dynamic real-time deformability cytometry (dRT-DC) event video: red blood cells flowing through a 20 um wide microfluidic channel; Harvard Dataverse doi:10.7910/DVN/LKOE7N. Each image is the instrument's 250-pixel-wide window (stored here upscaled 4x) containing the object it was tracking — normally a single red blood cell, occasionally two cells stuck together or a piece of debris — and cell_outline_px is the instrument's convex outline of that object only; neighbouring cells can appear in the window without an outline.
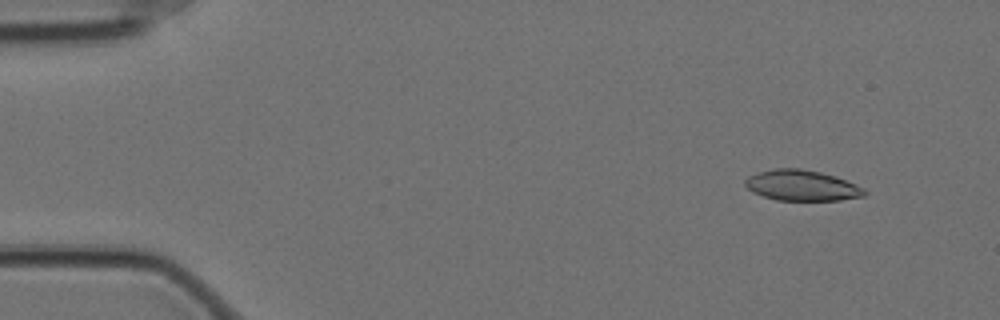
{"species": "Egyptian fruit bat (a non-hibernating species)", "species_latin": "Rousettus aegyptiacus", "temperature_condition": "cold", "stored_images_in_passage": 59, "camera_frame_rate_fps": 3000, "um_per_image_px": 0.085, "animal": {"sex": "female"}, "frame": {"image": 1, "passage_image": 6, "time_ms": 1.667, "image_size_px": [1000, 320], "cell_outline_px": [[868, 192], [864, 196], [840, 200], [776, 200], [752, 192], [744, 184], [744, 180], [748, 176], [772, 168], [800, 168], [820, 172], [836, 176], [856, 184], [864, 188]], "centroid_in_image_um": [68.16, 15.76], "position_along_channel_um": 16.8, "area_um2": 21.39}}
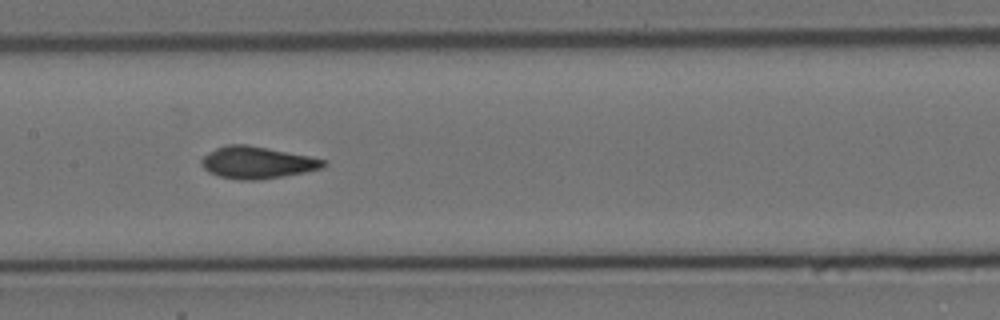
{"frame": {"image": 2, "passage_image": 29, "time_ms": 9.333, "image_size_px": [1000, 320], "cell_outline_px": [[328, 164], [324, 168], [284, 176], [256, 180], [240, 180], [220, 176], [208, 172], [204, 168], [200, 160], [208, 152], [216, 148], [228, 144], [248, 144], [328, 160]], "centroid_in_image_um": [21.87, 13.81], "position_along_channel_um": 185.5, "area_um2": 22.77}}
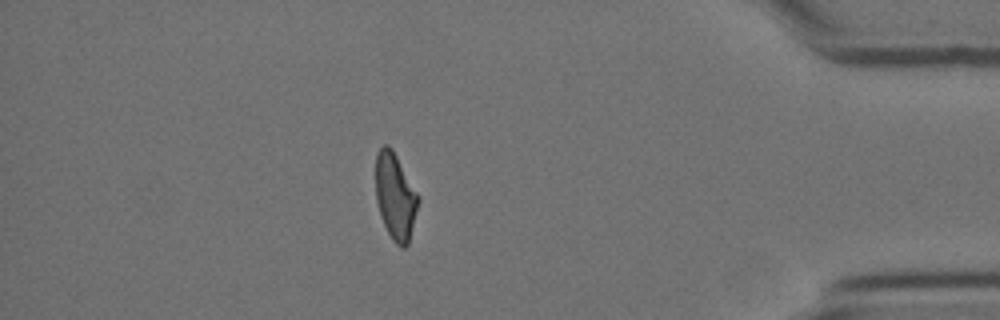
{"frame": {"image": 3, "passage_image": 51, "time_ms": 16.667, "image_size_px": [1000, 320], "cell_outline_px": [[420, 200], [408, 244], [404, 248], [400, 248], [392, 240], [380, 216], [376, 200], [376, 152], [384, 144], [388, 144], [392, 148], [420, 196]], "centroid_in_image_um": [33.61, 16.69], "position_along_channel_um": 401.6, "area_um2": 21.68}, "authors_computed_cell_mechanics": {"area_um2": 21.9062, "velocity_mm_per_s": 3.5097, "shape_relaxation_time_tau1_ms": 8.1976, "shape_relaxation_time_tau2_ms": 2.4633, "deformation_change_tau1": 0.1886, "deformation_change_tau2": 0.0865}}